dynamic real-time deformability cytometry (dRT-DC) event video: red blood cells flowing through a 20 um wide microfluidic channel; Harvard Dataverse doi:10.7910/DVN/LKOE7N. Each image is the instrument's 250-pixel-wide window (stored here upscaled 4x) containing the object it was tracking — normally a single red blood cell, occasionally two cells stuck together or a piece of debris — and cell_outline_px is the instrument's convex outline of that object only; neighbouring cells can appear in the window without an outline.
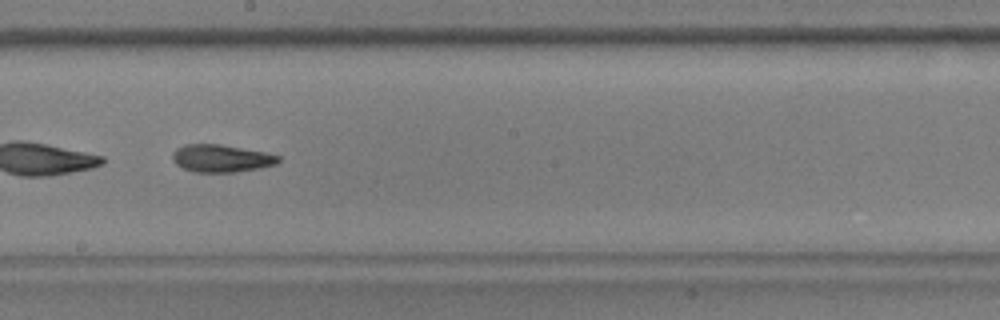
{"species": "common noctule bat (a hibernating species)", "species_latin": "Nyctalus noctula", "temperature_condition": "warm", "stored_images_in_passage": 49, "segment_of_instrument_passage": [2, 2], "camera_frame_rate_fps": 3000, "um_per_image_px": 0.085, "animal": {"sex": "male", "body_mass_g": 17.9, "forearm_length_mm": 54.2}, "frame": {"image": 1, "passage_image": 27, "time_ms": 8.667, "image_size_px": [1000, 320], "cell_outline_px": [[280, 160], [276, 164], [260, 168], [236, 172], [192, 172], [176, 164], [172, 160], [172, 152], [176, 148], [184, 144], [220, 144], [264, 152], [280, 156]], "centroid_in_image_um": [18.78, 13.46], "position_along_channel_um": 229.4, "area_um2": 17.05}}